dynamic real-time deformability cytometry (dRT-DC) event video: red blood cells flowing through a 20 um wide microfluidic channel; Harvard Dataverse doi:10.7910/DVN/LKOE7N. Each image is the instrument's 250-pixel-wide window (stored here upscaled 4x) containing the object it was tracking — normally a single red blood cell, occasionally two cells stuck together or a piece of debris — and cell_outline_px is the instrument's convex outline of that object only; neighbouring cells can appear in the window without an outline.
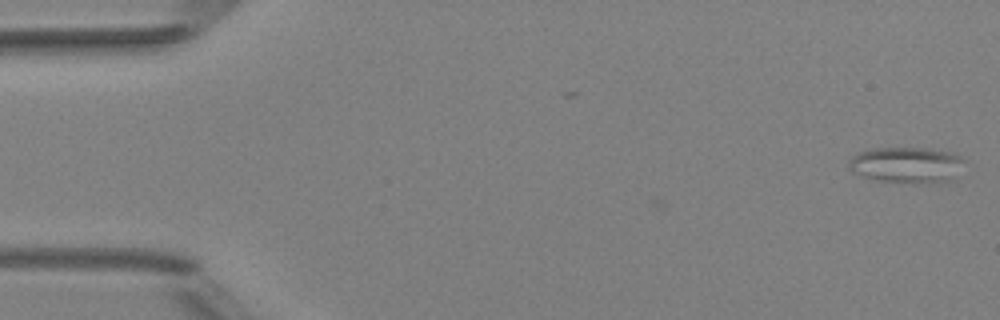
{"species": "Egyptian fruit bat (a non-hibernating species)", "species_latin": "Rousettus aegyptiacus", "temperature_condition": "room temperature", "stored_images_in_passage": 4, "camera_frame_rate_fps": 3000, "um_per_image_px": 0.085, "animal": {"sex": "female"}, "frame": {"image": 1, "passage_image": 1, "time_ms": 0.0, "image_size_px": [1000, 320], "cell_outline_px": [[964, 160], [948, 180], [916, 184], [912, 184], [876, 180], [852, 172], [848, 168], [848, 160], [852, 156], [860, 152], [872, 148], [924, 148], [948, 152], [960, 156]], "centroid_in_image_um": [76.95, 14.02], "position_along_channel_um": 8.1, "area_um2": 23.81}}
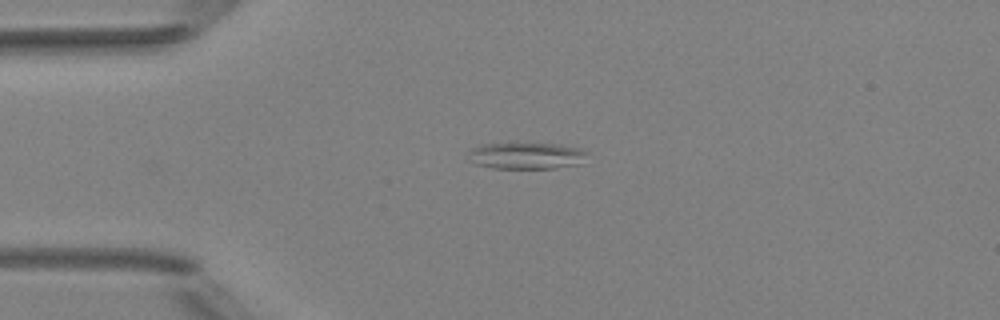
{"frame": {"image": 2, "passage_image": 4, "time_ms": 3.667, "image_size_px": [1000, 320], "cell_outline_px": [[588, 152], [580, 164], [552, 168], [492, 168], [476, 164], [468, 160], [468, 152], [472, 148], [484, 144], [560, 144], [580, 148]], "centroid_in_image_um": [44.73, 13.24], "position_along_channel_um": 40.3, "area_um2": 18.26}}